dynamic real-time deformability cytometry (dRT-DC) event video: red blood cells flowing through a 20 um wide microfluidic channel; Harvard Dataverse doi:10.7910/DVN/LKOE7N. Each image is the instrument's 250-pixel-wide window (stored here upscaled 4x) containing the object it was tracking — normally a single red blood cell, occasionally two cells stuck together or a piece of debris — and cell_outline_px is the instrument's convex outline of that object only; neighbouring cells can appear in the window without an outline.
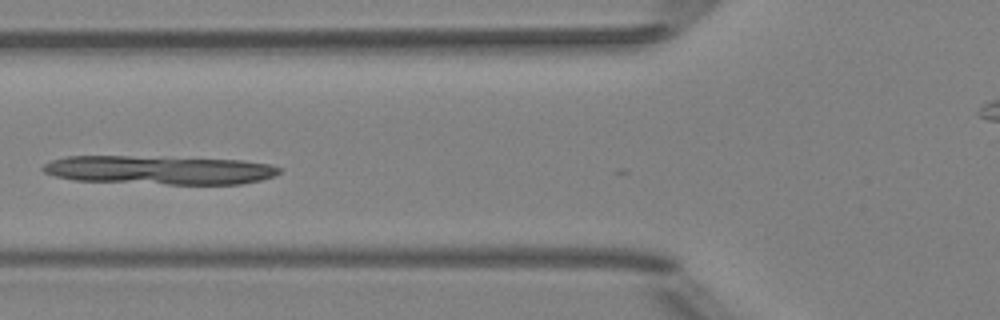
{"species": "Egyptian fruit bat (a non-hibernating species)", "species_latin": "Rousettus aegyptiacus", "temperature_condition": "room temperature", "stored_images_in_passage": 6, "camera_frame_rate_fps": 3000, "um_per_image_px": 0.085, "animal": {"sex": "female"}, "frame": {"image": 1, "passage_image": 5, "time_ms": 5.667, "image_size_px": [1000, 320], "cell_outline_px": [[280, 172], [276, 176], [260, 180], [240, 184], [168, 184], [72, 180], [56, 176], [44, 172], [40, 168], [44, 164], [52, 160], [64, 156], [128, 156], [244, 160], [272, 164], [280, 168]], "centroid_in_image_um": [13.55, 14.45], "position_along_channel_um": 112.2, "area_um2": 39.65}}